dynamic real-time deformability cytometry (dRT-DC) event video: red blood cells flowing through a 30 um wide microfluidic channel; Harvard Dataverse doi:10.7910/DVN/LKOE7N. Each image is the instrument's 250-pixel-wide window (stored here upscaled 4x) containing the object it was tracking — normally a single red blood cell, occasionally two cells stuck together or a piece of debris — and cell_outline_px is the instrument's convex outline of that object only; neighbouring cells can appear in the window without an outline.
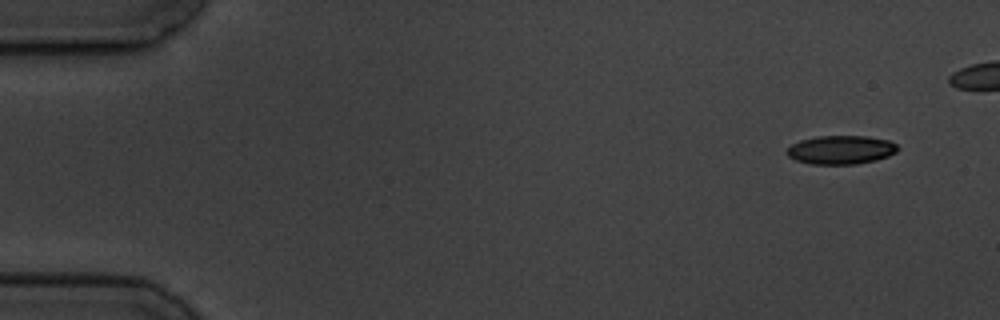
{"species": "common noctule bat (a hibernating species)", "species_latin": "Nyctalus noctula", "temperature_condition": "cold", "stored_images_in_passage": 5, "camera_frame_rate_fps": 3000, "um_per_image_px": 0.085, "animal": {"sex": "male", "body_mass_g": 19.5, "forearm_length_mm": 54.6}, "frame": {"image": 1, "passage_image": 1, "time_ms": 0.0, "image_size_px": [1000, 320], "cell_outline_px": [[900, 148], [896, 152], [888, 156], [876, 160], [856, 164], [812, 164], [796, 160], [788, 156], [784, 152], [792, 144], [800, 140], [816, 136], [868, 136], [888, 140], [896, 144]], "centroid_in_image_um": [71.48, 12.73], "position_along_channel_um": 13.5, "area_um2": 18.61}}